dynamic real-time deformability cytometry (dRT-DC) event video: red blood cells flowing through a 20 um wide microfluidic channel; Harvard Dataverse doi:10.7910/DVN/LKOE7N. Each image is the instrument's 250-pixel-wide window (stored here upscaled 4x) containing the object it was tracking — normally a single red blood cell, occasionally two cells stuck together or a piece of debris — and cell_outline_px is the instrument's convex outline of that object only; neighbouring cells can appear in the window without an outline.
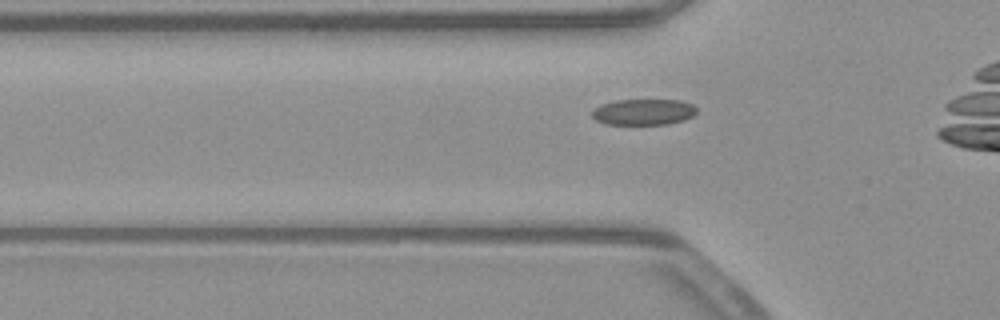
{"species": "common noctule bat (a hibernating species)", "species_latin": "Nyctalus noctula", "temperature_condition": "warm", "stored_images_in_passage": 35, "camera_frame_rate_fps": 3000, "um_per_image_px": 0.085, "animal": {"sex": "male", "body_mass_g": 23.1, "forearm_length_mm": 52.7}, "frame": {"image": 1, "passage_image": 9, "time_ms": 2.667, "image_size_px": [1000, 320], "cell_outline_px": [[696, 112], [692, 116], [684, 120], [668, 124], [604, 124], [596, 120], [592, 116], [592, 112], [600, 104], [616, 100], [680, 100], [692, 104], [696, 108]], "centroid_in_image_um": [54.69, 9.52], "position_along_channel_um": 71.1, "area_um2": 15.84}}
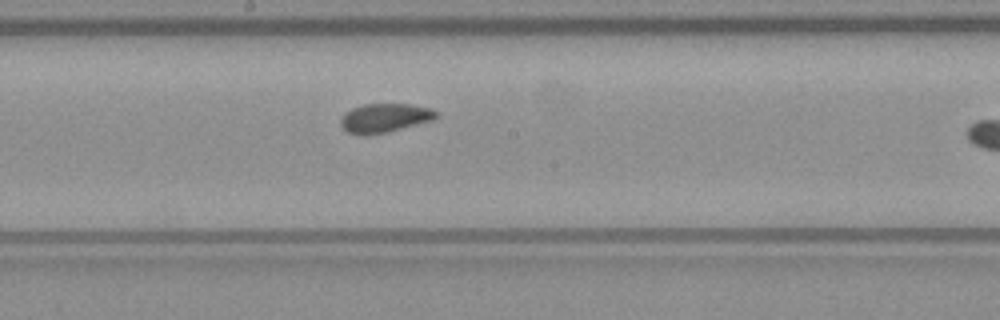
{"frame": {"image": 2, "passage_image": 20, "time_ms": 6.333, "image_size_px": [1000, 320], "cell_outline_px": [[440, 116], [432, 120], [388, 132], [364, 136], [360, 136], [348, 132], [340, 124], [340, 120], [344, 112], [352, 108], [364, 104], [412, 104], [432, 108]], "centroid_in_image_um": [32.69, 10.03], "position_along_channel_um": 215.5, "area_um2": 16.3}}
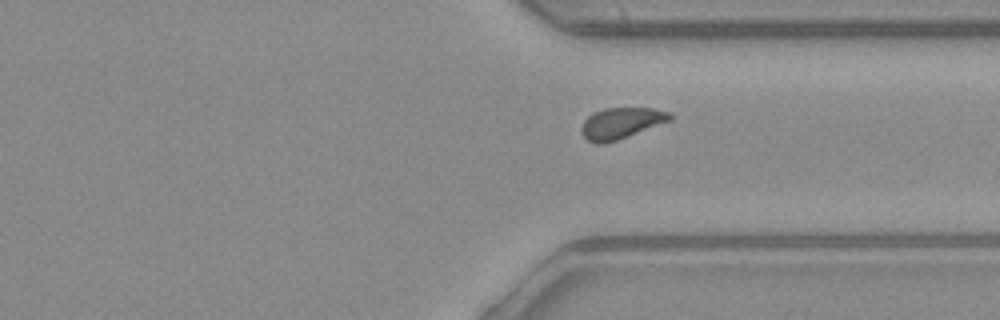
{"frame": {"image": 3, "passage_image": 31, "time_ms": 10.0, "image_size_px": [1000, 320], "cell_outline_px": [[672, 120], [616, 140], [604, 144], [596, 144], [588, 140], [580, 132], [580, 128], [584, 120], [592, 112], [604, 108], [652, 108], [672, 112]], "centroid_in_image_um": [52.78, 10.46], "position_along_channel_um": 358.6, "area_um2": 16.13}}